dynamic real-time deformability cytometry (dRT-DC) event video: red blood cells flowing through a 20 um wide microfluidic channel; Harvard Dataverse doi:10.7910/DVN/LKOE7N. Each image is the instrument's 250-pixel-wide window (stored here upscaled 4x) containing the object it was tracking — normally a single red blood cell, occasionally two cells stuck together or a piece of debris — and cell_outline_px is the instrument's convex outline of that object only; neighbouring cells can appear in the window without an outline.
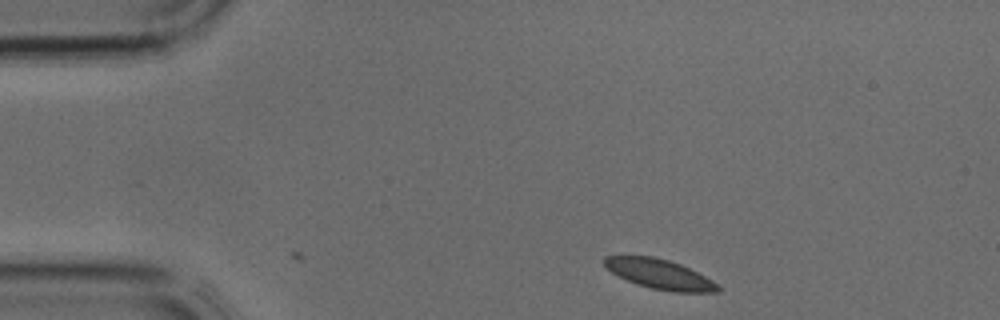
{"species": "common noctule bat (a hibernating species)", "species_latin": "Nyctalus noctula", "temperature_condition": "cold", "stored_images_in_passage": 2, "camera_frame_rate_fps": 3000, "um_per_image_px": 0.085, "animal": {"sex": "male", "body_mass_g": 17.9, "forearm_length_mm": 54.2}, "frame": {"image": 1, "passage_image": 2, "time_ms": 0.333, "image_size_px": [1000, 320], "cell_outline_px": [[720, 292], [672, 292], [652, 288], [628, 280], [612, 272], [604, 264], [604, 256], [652, 256], [668, 260], [680, 264], [712, 280], [720, 288]], "centroid_in_image_um": [56.09, 23.3], "position_along_channel_um": 28.9, "area_um2": 19.19}}